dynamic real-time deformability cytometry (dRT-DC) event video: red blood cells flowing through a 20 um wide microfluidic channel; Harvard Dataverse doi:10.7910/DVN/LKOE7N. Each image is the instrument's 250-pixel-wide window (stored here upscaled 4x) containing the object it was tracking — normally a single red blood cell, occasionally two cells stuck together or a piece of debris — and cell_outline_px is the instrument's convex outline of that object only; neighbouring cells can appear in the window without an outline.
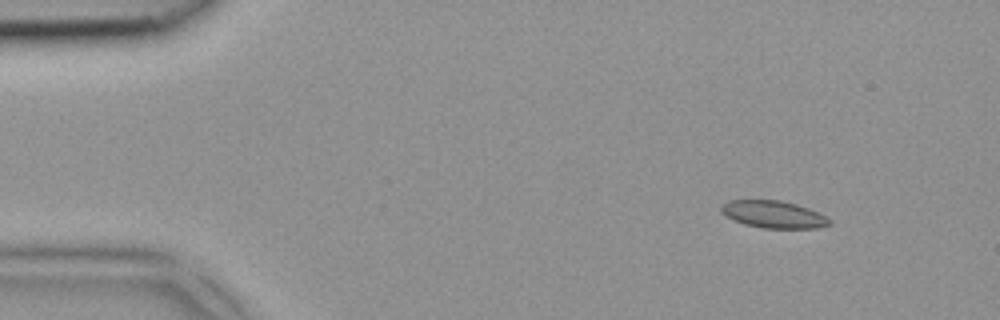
{"species": "common noctule bat (a hibernating species)", "species_latin": "Nyctalus noctula", "temperature_condition": "room temperature", "stored_images_in_passage": 3, "camera_frame_rate_fps": 3000, "um_per_image_px": 0.085, "animal": {"sex": "female", "body_mass_g": 18.4}, "frame": {"image": 1, "passage_image": 1, "time_ms": 0.0, "image_size_px": [1000, 320], "cell_outline_px": [[832, 224], [816, 228], [764, 228], [744, 224], [732, 220], [724, 216], [720, 212], [720, 208], [728, 200], [780, 200], [796, 204], [808, 208], [832, 220]], "centroid_in_image_um": [65.71, 18.22], "position_along_channel_um": 19.3, "area_um2": 17.22}}